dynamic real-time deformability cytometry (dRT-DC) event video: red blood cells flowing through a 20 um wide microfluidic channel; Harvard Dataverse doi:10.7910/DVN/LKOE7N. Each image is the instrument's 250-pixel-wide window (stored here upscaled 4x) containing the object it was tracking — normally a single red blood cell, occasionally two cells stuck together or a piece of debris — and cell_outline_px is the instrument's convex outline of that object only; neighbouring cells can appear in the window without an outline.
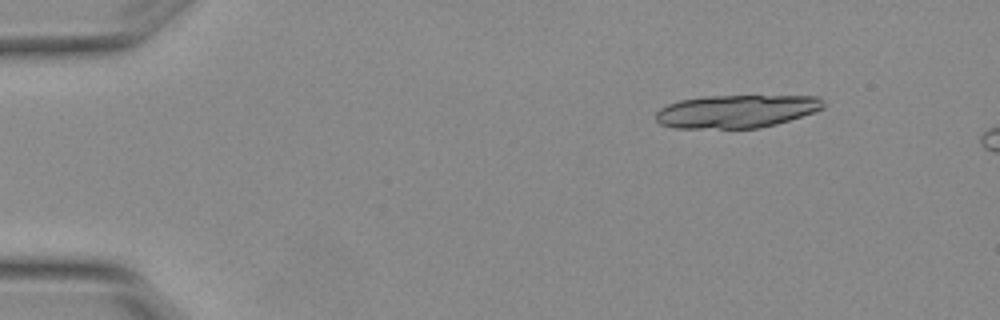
{"species": "Egyptian fruit bat (a non-hibernating species)", "species_latin": "Rousettus aegyptiacus", "temperature_condition": "warm", "stored_images_in_passage": 4, "camera_frame_rate_fps": 3000, "um_per_image_px": 0.085, "animal": {"sex": "female"}, "frame": {"image": 1, "passage_image": 2, "time_ms": 0.333, "image_size_px": [1000, 320], "cell_outline_px": [[824, 108], [776, 124], [760, 128], [676, 128], [660, 124], [656, 120], [656, 112], [660, 108], [668, 104], [680, 100], [704, 96], [816, 96], [824, 104]], "centroid_in_image_um": [62.54, 9.46], "position_along_channel_um": 22.5, "area_um2": 31.96}}